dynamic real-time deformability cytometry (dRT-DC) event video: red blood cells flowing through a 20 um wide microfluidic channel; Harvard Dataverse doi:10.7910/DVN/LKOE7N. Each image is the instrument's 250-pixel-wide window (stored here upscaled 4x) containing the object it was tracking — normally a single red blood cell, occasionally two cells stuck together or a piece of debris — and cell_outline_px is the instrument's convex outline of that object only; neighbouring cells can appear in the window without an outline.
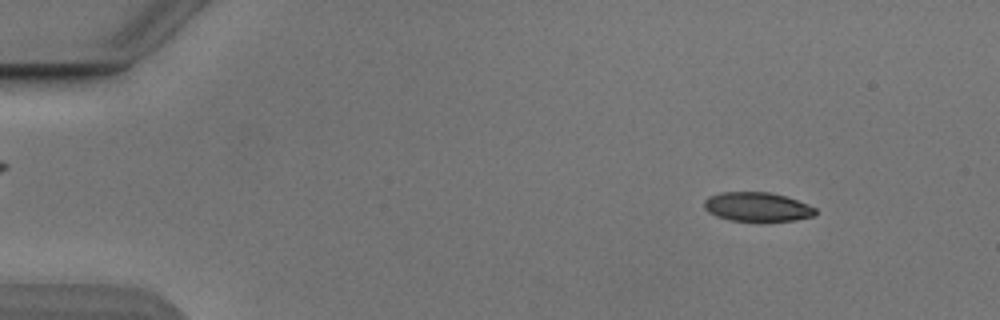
{"species": "Egyptian fruit bat (a non-hibernating species)", "species_latin": "Rousettus aegyptiacus", "temperature_condition": "cold", "stored_images_in_passage": 50, "camera_frame_rate_fps": 3000, "um_per_image_px": 0.085, "animal": {"sex": "male"}, "frame": {"image": 1, "passage_image": 6, "time_ms": 1.667, "image_size_px": [1000, 320], "cell_outline_px": [[816, 216], [792, 220], [732, 220], [708, 212], [704, 208], [704, 200], [708, 196], [720, 192], [768, 192], [784, 196], [808, 204], [816, 208]], "centroid_in_image_um": [64.36, 17.56], "position_along_channel_um": 20.6, "area_um2": 18.55}}
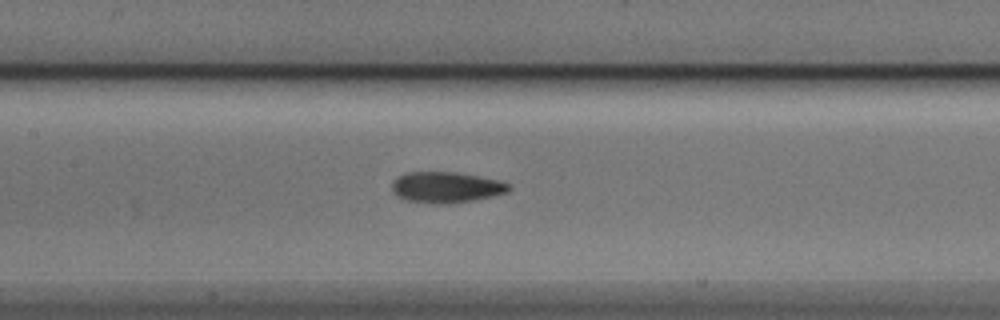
{"frame": {"image": 2, "passage_image": 25, "time_ms": 8.0, "image_size_px": [1000, 320], "cell_outline_px": [[512, 188], [508, 192], [492, 196], [472, 200], [444, 204], [436, 204], [408, 200], [400, 196], [392, 188], [392, 184], [396, 176], [404, 172], [456, 172], [496, 180], [508, 184]], "centroid_in_image_um": [37.91, 15.91], "position_along_channel_um": 169.5, "area_um2": 20.69}}
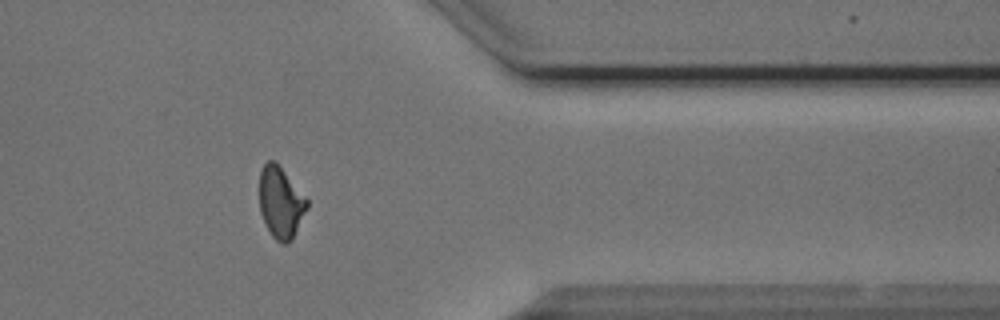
{"frame": {"image": 3, "passage_image": 43, "time_ms": 14.0, "image_size_px": [1000, 320], "cell_outline_px": [[308, 208], [292, 240], [288, 244], [280, 244], [272, 236], [260, 212], [260, 168], [268, 160], [276, 160], [308, 200]], "centroid_in_image_um": [23.87, 17.2], "position_along_channel_um": 387.5, "area_um2": 19.94}}